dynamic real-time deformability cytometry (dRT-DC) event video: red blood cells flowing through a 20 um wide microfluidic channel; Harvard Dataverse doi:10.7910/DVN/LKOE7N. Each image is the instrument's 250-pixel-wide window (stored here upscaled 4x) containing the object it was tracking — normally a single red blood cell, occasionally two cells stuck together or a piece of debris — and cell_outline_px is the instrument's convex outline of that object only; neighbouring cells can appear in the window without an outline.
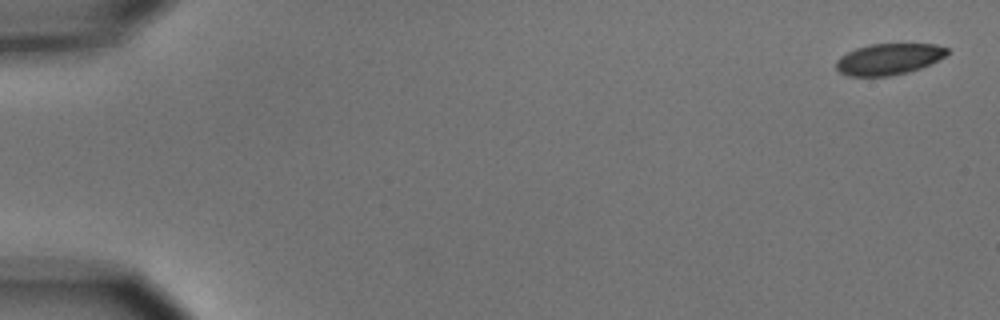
{"species": "common noctule bat (a hibernating species)", "species_latin": "Nyctalus noctula", "temperature_condition": "cold", "stored_images_in_passage": 8, "camera_frame_rate_fps": 3000, "um_per_image_px": 0.085, "animal": {"sex": "male", "body_mass_g": 15.6}, "frame": {"image": 1, "passage_image": 1, "time_ms": 0.0, "image_size_px": [1000, 320], "cell_outline_px": [[948, 52], [944, 56], [920, 68], [908, 72], [888, 76], [848, 76], [840, 72], [836, 68], [836, 60], [840, 56], [856, 48], [868, 44], [936, 44], [948, 48]], "centroid_in_image_um": [75.5, 5.02], "position_along_channel_um": 9.5, "area_um2": 20.06}}
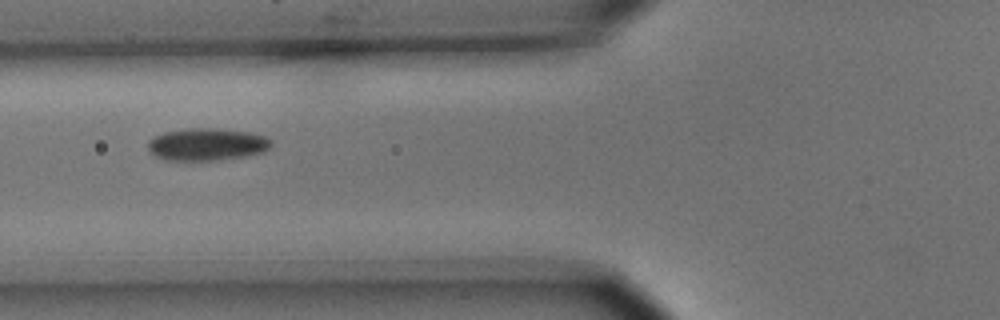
{"frame": {"image": 2, "passage_image": 6, "time_ms": 6.667, "image_size_px": [1000, 320], "cell_outline_px": [[272, 144], [264, 152], [244, 156], [220, 160], [164, 160], [156, 156], [148, 148], [148, 140], [164, 132], [188, 128], [216, 128], [248, 132], [264, 136], [272, 140]], "centroid_in_image_um": [17.59, 12.27], "position_along_channel_um": 108.2, "area_um2": 23.18}}
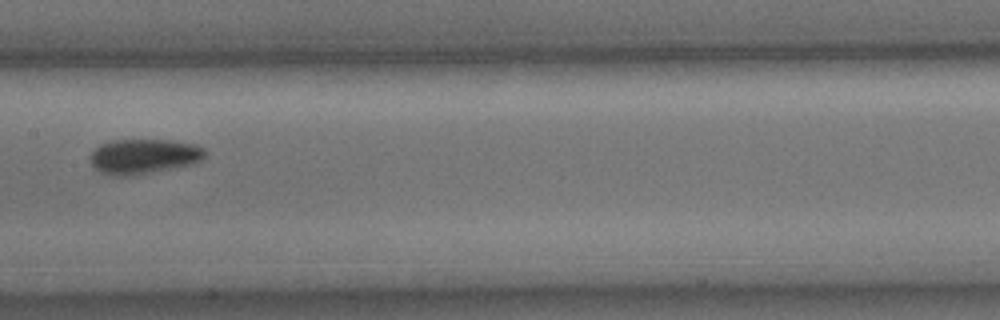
{"frame": {"image": 3, "passage_image": 8, "time_ms": 9.0, "image_size_px": [1000, 320], "cell_outline_px": [[204, 156], [200, 160], [188, 164], [148, 172], [124, 176], [112, 176], [100, 172], [92, 168], [88, 156], [100, 144], [112, 140], [172, 140], [196, 144], [204, 148]], "centroid_in_image_um": [12.13, 13.27], "position_along_channel_um": 195.3, "area_um2": 23.12}}